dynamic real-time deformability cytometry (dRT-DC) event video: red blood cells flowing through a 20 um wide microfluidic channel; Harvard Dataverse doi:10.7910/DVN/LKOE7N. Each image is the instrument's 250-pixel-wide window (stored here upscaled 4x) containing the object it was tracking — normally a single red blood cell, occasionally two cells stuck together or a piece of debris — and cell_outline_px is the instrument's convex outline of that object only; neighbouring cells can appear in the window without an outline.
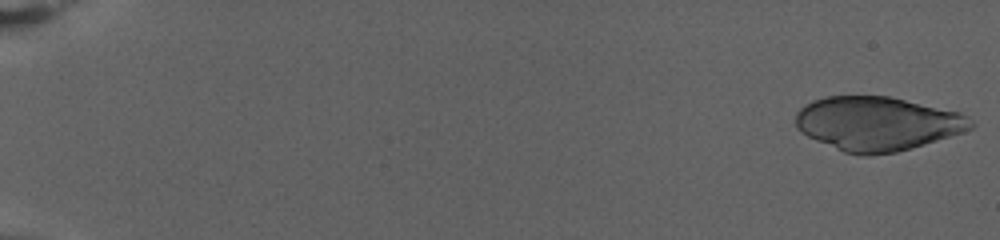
{"species": "human", "species_latin": "Homo sapiens", "temperature_condition": "warm", "stored_images_in_passage": 74, "camera_frame_rate_fps": 3000, "um_per_image_px": 0.085, "donor": {"sex": "female"}, "frame": {"image": 1, "passage_image": 1, "time_ms": 0.0, "image_size_px": [1000, 240], "cell_outline_px": [[976, 124], [972, 128], [964, 132], [912, 148], [896, 152], [868, 156], [864, 156], [844, 152], [816, 140], [808, 136], [796, 128], [796, 112], [804, 104], [812, 100], [828, 96], [888, 96], [960, 112], [972, 120]], "centroid_in_image_um": [74.57, 10.51], "position_along_channel_um": 10.4, "area_um2": 55.2}}
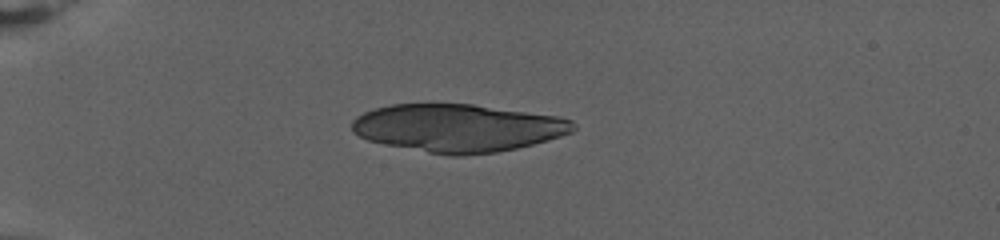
{"frame": {"image": 2, "passage_image": 21, "time_ms": 6.667, "image_size_px": [1000, 240], "cell_outline_px": [[576, 128], [572, 132], [548, 140], [516, 148], [496, 152], [464, 156], [448, 156], [384, 144], [368, 140], [352, 132], [352, 120], [356, 116], [364, 112], [376, 108], [392, 104], [472, 104], [560, 116], [572, 120], [576, 124]], "centroid_in_image_um": [38.93, 10.88], "position_along_channel_um": 46.1, "area_um2": 61.85}}
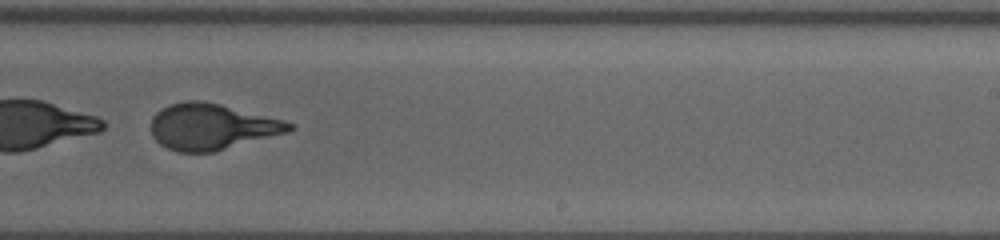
{"frame": {"image": 3, "passage_image": 50, "time_ms": 16.333, "image_size_px": [1000, 240], "cell_outline_px": [[296, 128], [288, 132], [212, 152], [176, 152], [160, 144], [152, 136], [152, 116], [156, 112], [168, 104], [184, 100], [204, 100], [284, 120], [296, 124]], "centroid_in_image_um": [17.99, 10.75], "position_along_channel_um": 271.0, "area_um2": 37.17}}